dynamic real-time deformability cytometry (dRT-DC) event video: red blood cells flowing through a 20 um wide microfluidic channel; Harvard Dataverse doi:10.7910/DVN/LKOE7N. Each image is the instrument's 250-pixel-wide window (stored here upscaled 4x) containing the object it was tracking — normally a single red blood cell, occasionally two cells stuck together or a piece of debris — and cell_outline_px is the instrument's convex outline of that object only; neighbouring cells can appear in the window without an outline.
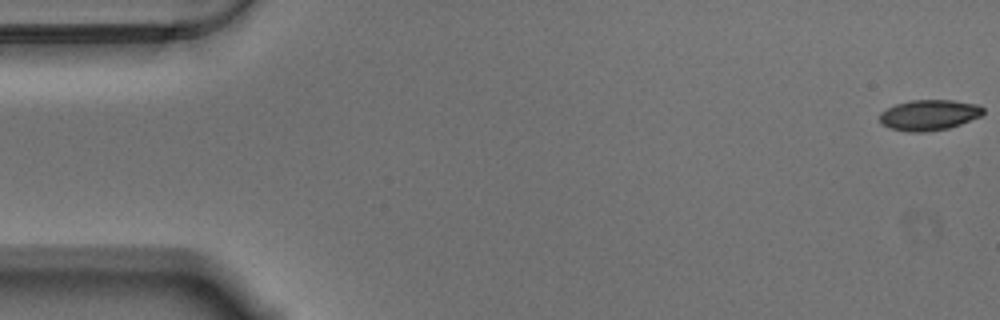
{"species": "Egyptian fruit bat (a non-hibernating species)", "species_latin": "Rousettus aegyptiacus", "temperature_condition": "warm", "stored_images_in_passage": 55, "camera_frame_rate_fps": 3000, "um_per_image_px": 0.085, "animal": {"sex": "male"}, "frame": {"image": 1, "passage_image": 1, "time_ms": 0.0, "image_size_px": [1000, 320], "cell_outline_px": [[984, 112], [980, 116], [960, 124], [948, 128], [924, 132], [908, 132], [888, 128], [880, 124], [880, 112], [896, 104], [912, 100], [952, 100], [980, 104], [984, 108]], "centroid_in_image_um": [78.96, 9.77], "position_along_channel_um": 6.0, "area_um2": 18.55}}
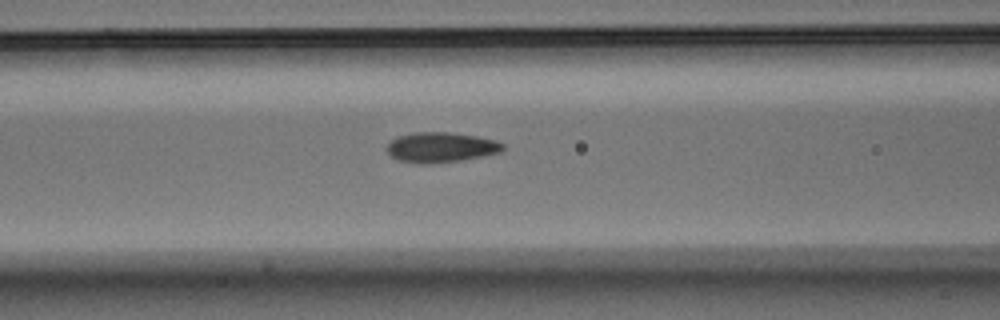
{"frame": {"image": 2, "passage_image": 23, "time_ms": 7.333, "image_size_px": [1000, 320], "cell_outline_px": [[504, 148], [500, 152], [484, 156], [464, 160], [432, 164], [420, 164], [396, 160], [388, 152], [388, 144], [396, 136], [416, 132], [448, 132], [476, 136], [496, 140], [504, 144]], "centroid_in_image_um": [37.48, 12.53], "position_along_channel_um": 129.1, "area_um2": 20.52}}
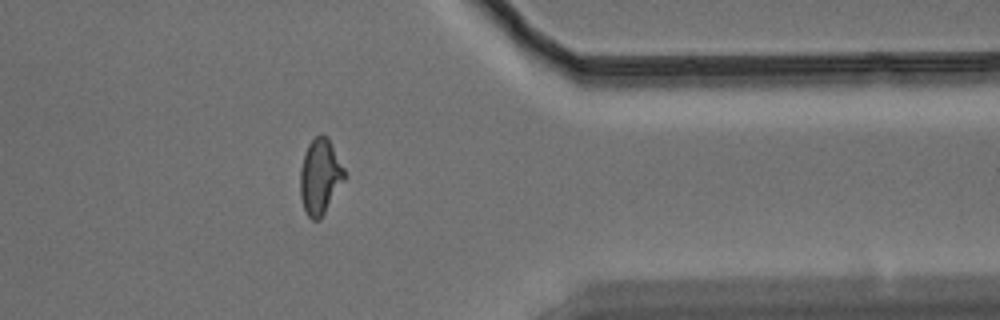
{"frame": {"image": 3, "passage_image": 46, "time_ms": 15.0, "image_size_px": [1000, 320], "cell_outline_px": [[344, 180], [320, 220], [312, 220], [308, 216], [304, 208], [300, 196], [300, 168], [304, 152], [308, 144], [320, 132], [328, 136], [344, 168]], "centroid_in_image_um": [27.19, 14.98], "position_along_channel_um": 384.2, "area_um2": 19.48}, "authors_computed_cell_mechanics": {"area_um2": 19.4786, "velocity_mm_per_s": 3.5218, "shape_relaxation_time_tau1_ms": 3.8267, "shape_relaxation_time_tau2_ms": 1.2088, "deformation_change_tau1": 0.1575, "deformation_change_tau2": 0.0734}}